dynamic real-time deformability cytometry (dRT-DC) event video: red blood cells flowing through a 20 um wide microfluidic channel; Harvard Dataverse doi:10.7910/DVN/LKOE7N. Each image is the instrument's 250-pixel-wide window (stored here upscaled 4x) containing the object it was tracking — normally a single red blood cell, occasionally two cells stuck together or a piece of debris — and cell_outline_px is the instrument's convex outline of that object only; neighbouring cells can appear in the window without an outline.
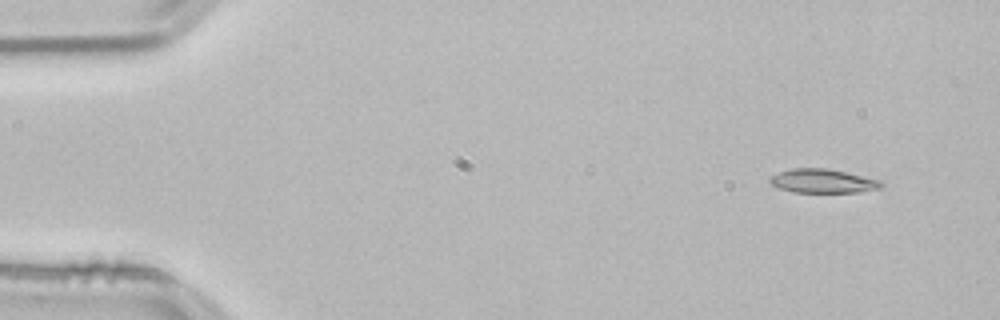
{"species": "common noctule bat (a hibernating species)", "species_latin": "Nyctalus noctula", "temperature_condition": "room temperature", "stored_images_in_passage": 53, "camera_frame_rate_fps": 3000, "um_per_image_px": 0.085, "animal": {"sex": "male", "body_mass_g": 21.5, "forearm_length_mm": 52.0}, "frame": {"image": 1, "passage_image": 4, "time_ms": 1.0, "image_size_px": [1000, 320], "cell_outline_px": [[884, 184], [880, 188], [860, 192], [792, 192], [780, 188], [772, 184], [768, 180], [772, 176], [780, 172], [792, 168], [828, 168], [880, 180]], "centroid_in_image_um": [69.95, 15.39], "position_along_channel_um": 15.0, "area_um2": 15.37}}
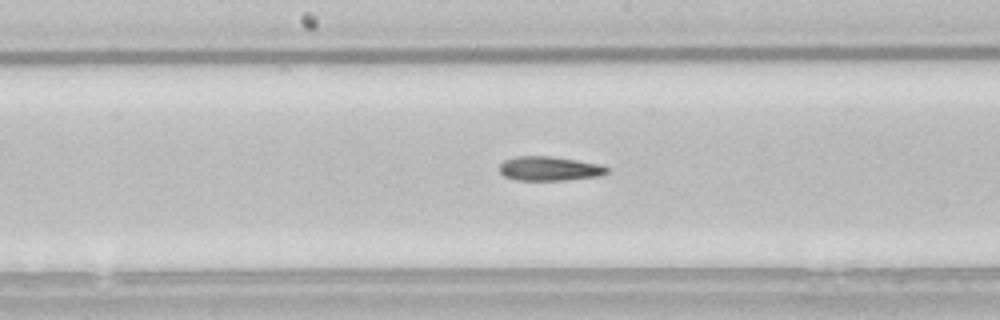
{"frame": {"image": 2, "passage_image": 27, "time_ms": 8.667, "image_size_px": [1000, 320], "cell_outline_px": [[608, 172], [596, 176], [564, 180], [516, 180], [504, 176], [500, 172], [500, 164], [504, 160], [516, 156], [552, 156], [600, 164], [608, 168]], "centroid_in_image_um": [46.66, 14.32], "position_along_channel_um": 201.5, "area_um2": 15.09}}
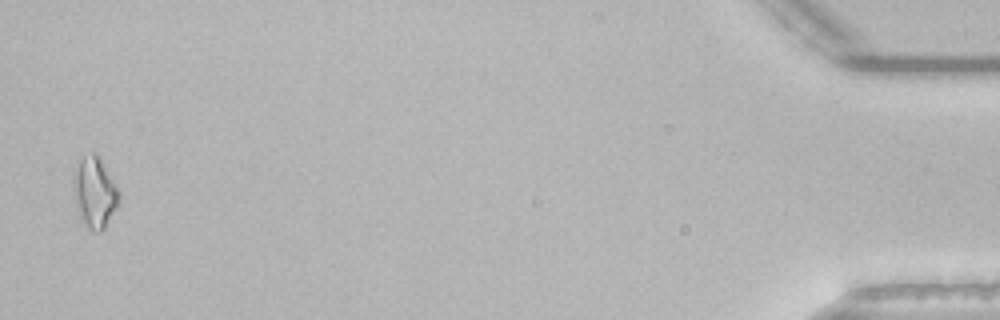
{"frame": {"image": 3, "passage_image": 52, "time_ms": 17.0, "image_size_px": [1000, 320], "cell_outline_px": [[120, 200], [116, 208], [104, 228], [100, 232], [92, 232], [80, 220], [76, 208], [72, 188], [72, 176], [80, 160], [84, 156], [92, 152], [96, 152], [120, 192]], "centroid_in_image_um": [8.02, 16.38], "position_along_channel_um": 427.2, "area_um2": 18.96}}